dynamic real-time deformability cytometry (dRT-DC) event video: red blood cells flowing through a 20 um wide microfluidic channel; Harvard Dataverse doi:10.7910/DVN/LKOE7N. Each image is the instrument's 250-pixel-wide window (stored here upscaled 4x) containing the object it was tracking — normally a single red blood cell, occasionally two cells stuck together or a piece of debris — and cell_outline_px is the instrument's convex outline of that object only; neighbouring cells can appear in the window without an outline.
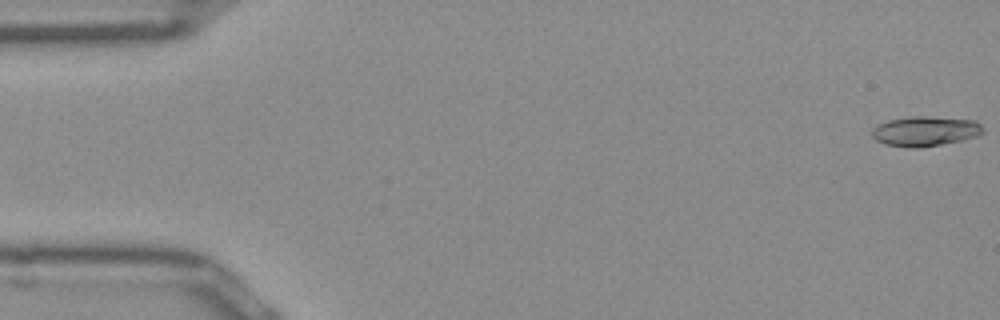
{"species": "Egyptian fruit bat (a non-hibernating species)", "species_latin": "Rousettus aegyptiacus", "temperature_condition": "room temperature", "stored_images_in_passage": 10, "camera_frame_rate_fps": 3000, "um_per_image_px": 0.085, "frame": {"image": 1, "passage_image": 1, "time_ms": 0.0, "image_size_px": [1000, 320], "cell_outline_px": [[984, 132], [976, 136], [960, 140], [920, 148], [912, 148], [884, 144], [876, 140], [872, 136], [872, 128], [888, 120], [912, 116], [924, 116], [972, 120], [980, 124], [984, 128]], "centroid_in_image_um": [78.62, 11.15], "position_along_channel_um": 6.4, "area_um2": 19.13}}